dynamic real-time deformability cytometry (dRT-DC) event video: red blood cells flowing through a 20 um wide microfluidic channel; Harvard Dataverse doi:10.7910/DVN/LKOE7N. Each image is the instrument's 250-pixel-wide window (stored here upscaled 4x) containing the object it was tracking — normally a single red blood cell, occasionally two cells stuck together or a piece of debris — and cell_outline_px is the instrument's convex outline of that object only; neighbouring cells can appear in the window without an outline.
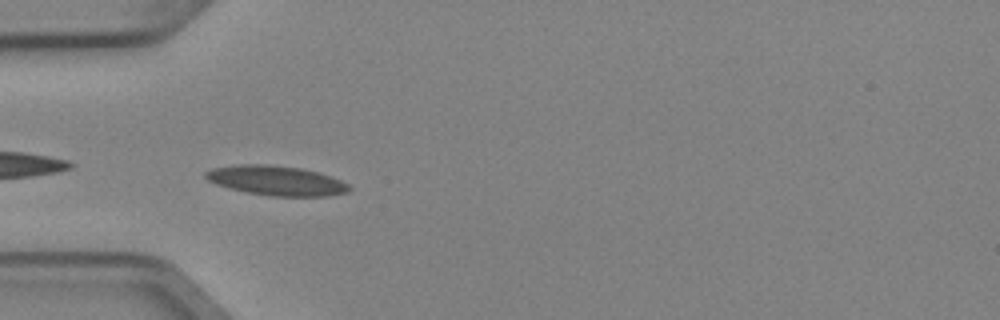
{"species": "Egyptian fruit bat (a non-hibernating species)", "species_latin": "Rousettus aegyptiacus", "temperature_condition": "cold", "stored_images_in_passage": 5, "camera_frame_rate_fps": 3000, "um_per_image_px": 0.085, "animal": {"sex": "female"}, "frame": {"image": 1, "passage_image": 4, "time_ms": 1.0, "image_size_px": [1000, 320], "cell_outline_px": [[352, 188], [348, 192], [328, 196], [272, 196], [248, 192], [228, 188], [216, 184], [208, 180], [204, 176], [204, 172], [212, 168], [236, 164], [268, 164], [300, 168], [320, 172], [340, 180], [348, 184]], "centroid_in_image_um": [23.48, 15.34], "position_along_channel_um": 61.5, "area_um2": 24.91}}
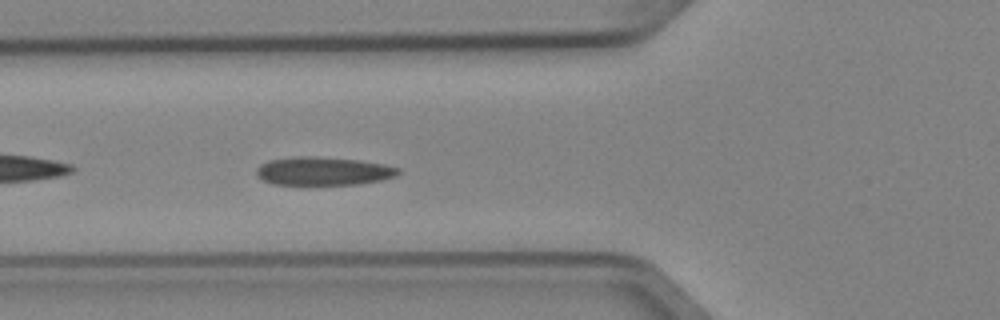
{"frame": {"image": 2, "passage_image": 5, "time_ms": 1.333, "image_size_px": [1000, 320], "cell_outline_px": [[400, 172], [396, 176], [380, 180], [356, 184], [272, 184], [256, 176], [256, 168], [260, 164], [268, 160], [292, 156], [316, 156], [360, 160], [384, 164], [400, 168]], "centroid_in_image_um": [27.45, 14.52], "position_along_channel_um": 98.4, "area_um2": 23.52}}